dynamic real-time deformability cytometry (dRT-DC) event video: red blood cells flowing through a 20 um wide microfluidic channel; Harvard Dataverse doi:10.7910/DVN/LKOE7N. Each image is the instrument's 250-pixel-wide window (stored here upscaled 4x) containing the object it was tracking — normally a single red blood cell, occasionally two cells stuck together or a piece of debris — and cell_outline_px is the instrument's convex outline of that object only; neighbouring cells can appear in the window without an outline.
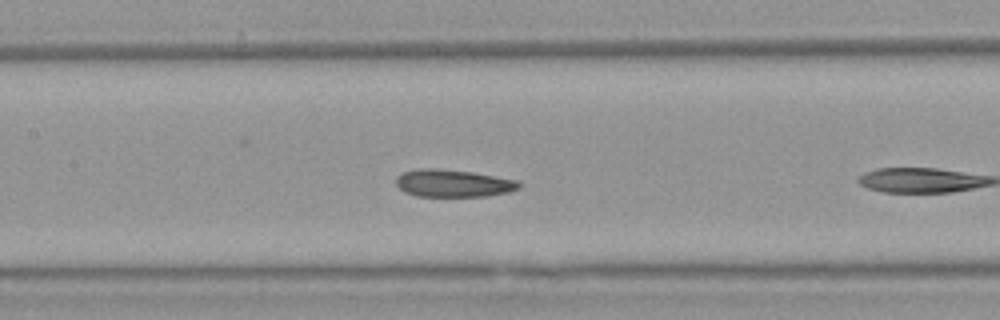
{"species": "Egyptian fruit bat (a non-hibernating species)", "species_latin": "Rousettus aegyptiacus", "temperature_condition": "warm", "stored_images_in_passage": 11, "camera_frame_rate_fps": 3000, "um_per_image_px": 0.085, "animal": {"sex": "female"}, "frame": {"image": 1, "passage_image": 10, "time_ms": 3.0, "image_size_px": [1000, 320], "cell_outline_px": [[520, 188], [508, 192], [488, 196], [416, 196], [404, 192], [396, 184], [396, 176], [400, 172], [420, 168], [436, 168], [472, 172], [520, 180]], "centroid_in_image_um": [38.51, 15.57], "position_along_channel_um": 168.9, "area_um2": 19.88}}